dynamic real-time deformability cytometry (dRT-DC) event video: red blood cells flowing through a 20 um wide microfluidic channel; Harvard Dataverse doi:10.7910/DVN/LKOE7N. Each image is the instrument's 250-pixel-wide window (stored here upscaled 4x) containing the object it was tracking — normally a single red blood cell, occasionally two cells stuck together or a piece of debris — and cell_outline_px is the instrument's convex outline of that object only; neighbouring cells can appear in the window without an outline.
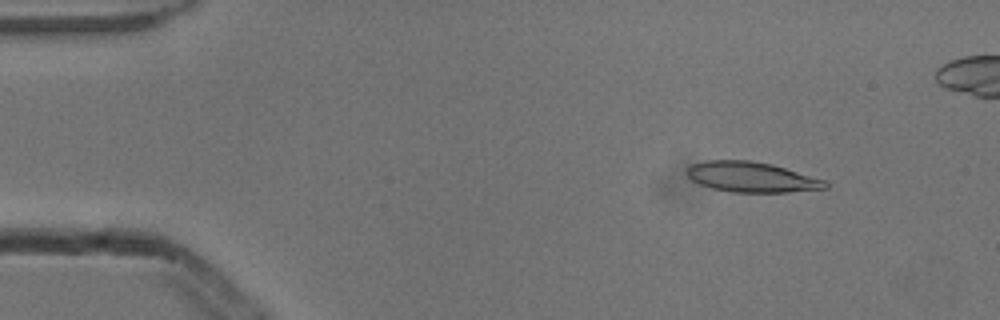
{"species": "common noctule bat (a hibernating species)", "species_latin": "Nyctalus noctula", "temperature_condition": "cold", "stored_images_in_passage": 5, "camera_frame_rate_fps": 3000, "um_per_image_px": 0.085, "animal": {"sex": "male", "body_mass_g": 13.3}, "frame": {"image": 1, "passage_image": 2, "time_ms": 0.333, "image_size_px": [1000, 320], "cell_outline_px": [[828, 188], [788, 192], [732, 192], [712, 188], [700, 184], [692, 180], [688, 176], [688, 168], [692, 164], [708, 160], [748, 160], [772, 164], [828, 180]], "centroid_in_image_um": [63.94, 15.05], "position_along_channel_um": 21.1, "area_um2": 24.39}}